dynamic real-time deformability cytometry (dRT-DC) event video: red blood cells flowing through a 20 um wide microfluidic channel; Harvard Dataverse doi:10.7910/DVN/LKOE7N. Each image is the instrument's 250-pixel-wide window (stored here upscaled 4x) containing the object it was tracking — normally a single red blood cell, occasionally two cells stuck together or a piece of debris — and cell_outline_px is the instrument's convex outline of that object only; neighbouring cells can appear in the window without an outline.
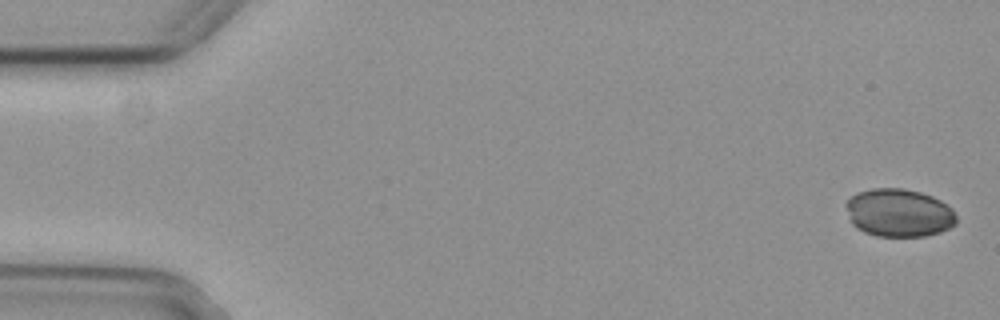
{"species": "common noctule bat (a hibernating species)", "species_latin": "Nyctalus noctula", "temperature_condition": "cold", "stored_images_in_passage": 4, "camera_frame_rate_fps": 3000, "um_per_image_px": 0.085, "animal": {"sex": "female", "body_mass_g": 29.2, "forearm_length_mm": 56.3}, "frame": {"image": 1, "passage_image": 1, "time_ms": 0.0, "image_size_px": [1000, 320], "cell_outline_px": [[956, 224], [940, 232], [924, 236], [876, 236], [864, 232], [856, 228], [852, 224], [844, 204], [856, 192], [872, 188], [904, 188], [920, 192], [932, 196], [940, 200], [952, 208], [956, 216]], "centroid_in_image_um": [76.39, 18.08], "position_along_channel_um": 8.6, "area_um2": 31.1}}
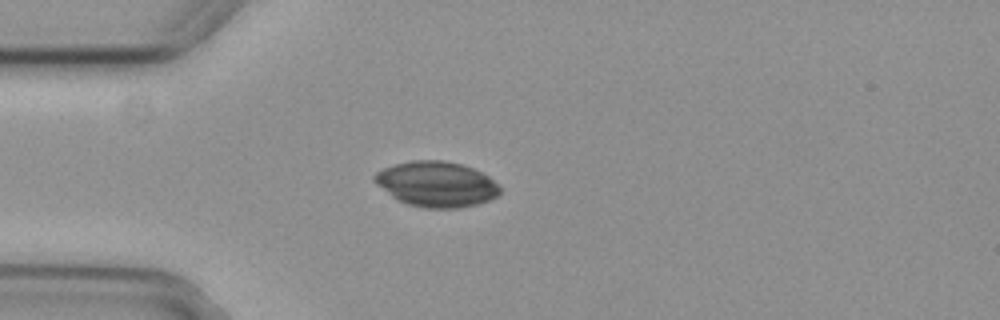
{"frame": {"image": 2, "passage_image": 4, "time_ms": 1.0, "image_size_px": [1000, 320], "cell_outline_px": [[500, 192], [496, 196], [488, 200], [476, 204], [460, 208], [424, 208], [408, 204], [396, 200], [376, 184], [372, 176], [376, 172], [384, 168], [396, 164], [412, 160], [444, 160], [460, 164], [472, 168], [488, 176], [500, 188]], "centroid_in_image_um": [37.06, 15.65], "position_along_channel_um": 47.9, "area_um2": 33.0}}